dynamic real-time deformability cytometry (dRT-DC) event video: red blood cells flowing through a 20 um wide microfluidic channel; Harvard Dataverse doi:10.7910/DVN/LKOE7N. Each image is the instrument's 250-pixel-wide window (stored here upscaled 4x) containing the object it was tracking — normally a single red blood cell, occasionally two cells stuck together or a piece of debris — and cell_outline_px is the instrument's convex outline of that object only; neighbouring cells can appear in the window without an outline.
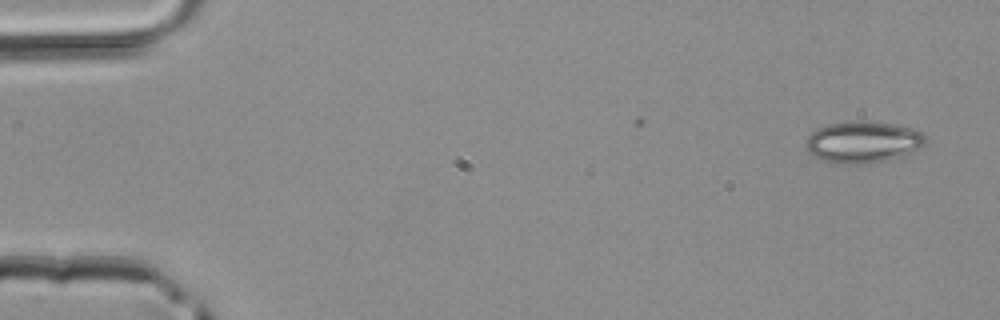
{"species": "common noctule bat (a hibernating species)", "species_latin": "Nyctalus noctula", "temperature_condition": "room temperature", "stored_images_in_passage": 3, "camera_frame_rate_fps": 3000, "um_per_image_px": 0.085, "animal": {"sex": "male", "body_mass_g": 20.4}, "frame": {"image": 1, "passage_image": 1, "time_ms": 0.0, "image_size_px": [1000, 320], "cell_outline_px": [[928, 136], [924, 144], [920, 148], [904, 156], [864, 164], [836, 164], [812, 156], [804, 148], [804, 140], [816, 128], [828, 124], [896, 124], [912, 128]], "centroid_in_image_um": [73.33, 12.13], "position_along_channel_um": 11.7, "area_um2": 28.5}}